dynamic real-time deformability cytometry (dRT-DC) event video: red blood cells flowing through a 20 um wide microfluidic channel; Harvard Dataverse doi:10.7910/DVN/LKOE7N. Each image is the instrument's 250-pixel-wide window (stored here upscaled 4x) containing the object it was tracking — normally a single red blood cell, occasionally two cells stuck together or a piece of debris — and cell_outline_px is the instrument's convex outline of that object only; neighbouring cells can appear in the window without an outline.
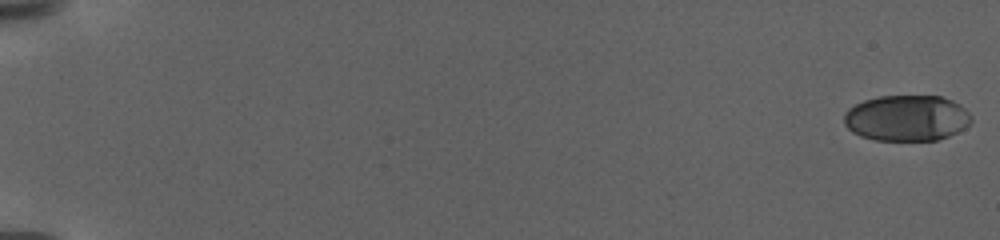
{"species": "human", "species_latin": "Homo sapiens", "temperature_condition": "warm", "stored_images_in_passage": 56, "camera_frame_rate_fps": 3000, "um_per_image_px": 0.085, "donor": {"sex": "female"}, "frame": {"image": 1, "passage_image": 1, "time_ms": 0.0, "image_size_px": [1000, 240], "cell_outline_px": [[972, 120], [964, 128], [948, 136], [936, 140], [876, 140], [860, 136], [852, 132], [844, 124], [844, 112], [848, 108], [864, 100], [880, 96], [940, 96], [952, 100], [960, 104], [972, 116]], "centroid_in_image_um": [77.06, 10.03], "position_along_channel_um": 7.9, "area_um2": 34.1}}
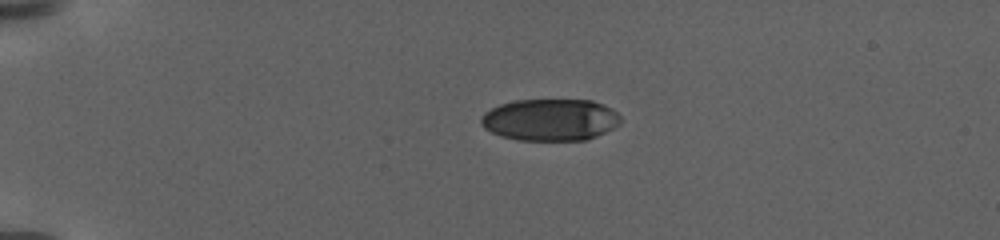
{"frame": {"image": 2, "passage_image": 26, "time_ms": 6.0, "image_size_px": [1000, 240], "cell_outline_px": [[620, 124], [596, 136], [584, 140], [516, 140], [500, 136], [484, 128], [480, 124], [480, 116], [484, 112], [500, 104], [516, 100], [592, 100], [604, 104], [612, 108], [620, 116]], "centroid_in_image_um": [46.75, 10.18], "position_along_channel_um": 38.3, "area_um2": 34.22}}
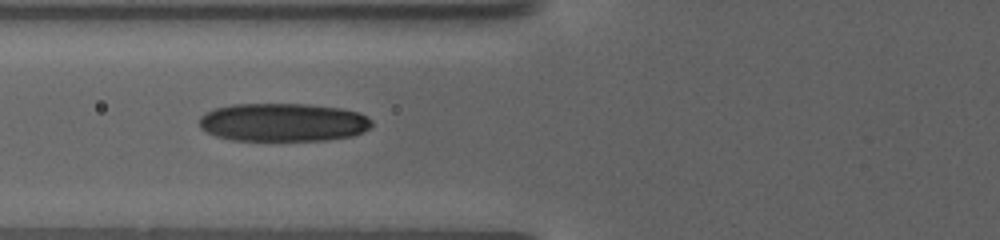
{"frame": {"image": 3, "passage_image": 55, "time_ms": 10.333, "image_size_px": [1000, 240], "cell_outline_px": [[372, 124], [364, 132], [352, 136], [328, 140], [232, 140], [216, 136], [200, 128], [200, 116], [204, 112], [216, 108], [232, 104], [304, 104], [344, 108], [360, 112], [368, 116], [372, 120]], "centroid_in_image_um": [24.09, 10.39], "position_along_channel_um": 101.7, "area_um2": 38.73}}